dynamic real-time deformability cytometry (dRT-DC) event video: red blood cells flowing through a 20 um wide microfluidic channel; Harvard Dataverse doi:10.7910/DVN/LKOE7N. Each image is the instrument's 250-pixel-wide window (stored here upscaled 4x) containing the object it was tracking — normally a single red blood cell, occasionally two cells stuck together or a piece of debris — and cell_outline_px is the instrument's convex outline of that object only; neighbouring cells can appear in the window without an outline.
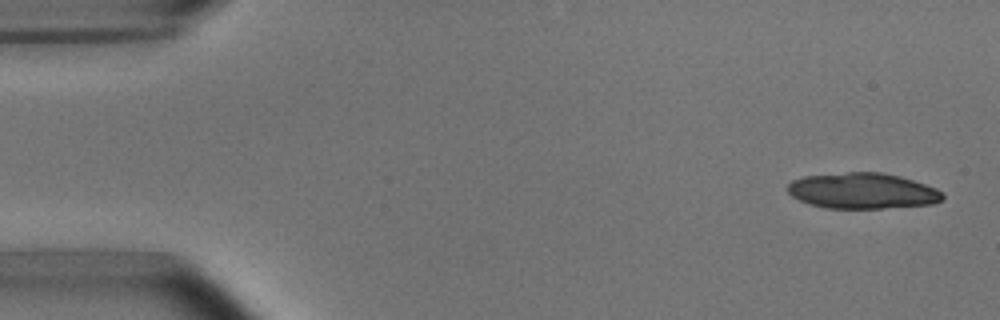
{"species": "common noctule bat (a hibernating species)", "species_latin": "Nyctalus noctula", "temperature_condition": "room temperature", "stored_images_in_passage": 20, "camera_frame_rate_fps": 3000, "um_per_image_px": 0.085, "animal": {"sex": "male", "body_mass_g": 15.6}, "frame": {"image": 1, "passage_image": 1, "time_ms": 0.0, "image_size_px": [1000, 320], "cell_outline_px": [[944, 200], [932, 204], [884, 208], [824, 208], [800, 200], [792, 196], [784, 188], [792, 180], [804, 176], [848, 172], [880, 172], [900, 176], [936, 188], [944, 192]], "centroid_in_image_um": [73.32, 16.22], "position_along_channel_um": 11.7, "area_um2": 32.43}}